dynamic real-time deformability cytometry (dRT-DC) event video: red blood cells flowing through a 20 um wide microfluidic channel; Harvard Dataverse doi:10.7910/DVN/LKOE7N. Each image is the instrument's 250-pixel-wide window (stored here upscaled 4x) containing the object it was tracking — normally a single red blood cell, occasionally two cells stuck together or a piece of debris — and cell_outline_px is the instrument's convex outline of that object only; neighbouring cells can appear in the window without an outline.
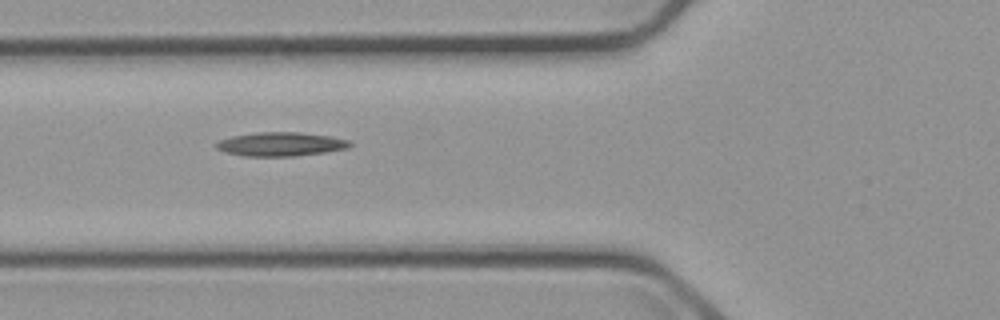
{"species": "common noctule bat (a hibernating species)", "species_latin": "Nyctalus noctula", "temperature_condition": "cold", "stored_images_in_passage": 8, "camera_frame_rate_fps": 3000, "um_per_image_px": 0.085, "animal": {"sex": "male", "body_mass_g": 23.1, "forearm_length_mm": 52.7}, "frame": {"image": 1, "passage_image": 6, "time_ms": 6.0, "image_size_px": [1000, 320], "cell_outline_px": [[352, 144], [348, 148], [324, 152], [292, 156], [244, 156], [224, 152], [216, 148], [216, 144], [220, 140], [232, 136], [256, 132], [300, 132], [332, 136], [348, 140]], "centroid_in_image_um": [23.86, 12.24], "position_along_channel_um": 101.9, "area_um2": 18.55}}
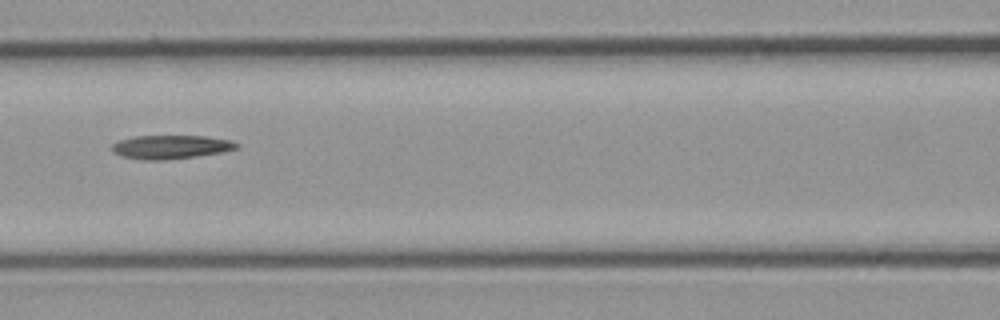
{"frame": {"image": 2, "passage_image": 7, "time_ms": 7.333, "image_size_px": [1000, 320], "cell_outline_px": [[240, 144], [236, 148], [224, 152], [196, 156], [164, 160], [144, 160], [120, 156], [112, 152], [112, 144], [120, 140], [136, 136], [204, 136], [232, 140]], "centroid_in_image_um": [14.52, 12.49], "position_along_channel_um": 152.1, "area_um2": 17.22}}
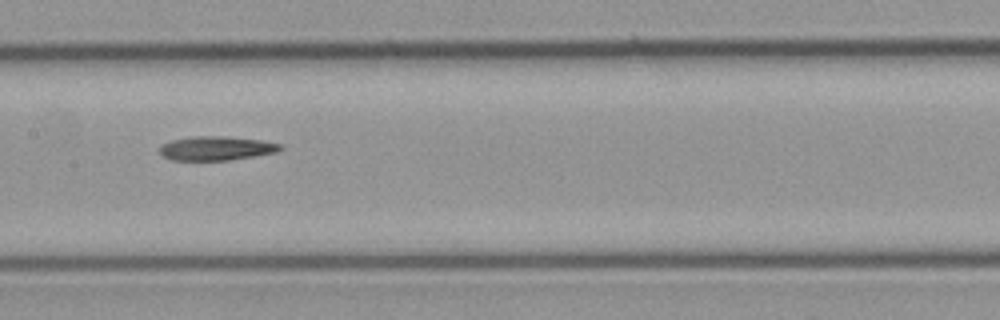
{"frame": {"image": 3, "passage_image": 8, "time_ms": 8.333, "image_size_px": [1000, 320], "cell_outline_px": [[284, 148], [276, 152], [256, 156], [228, 160], [172, 160], [164, 156], [160, 152], [160, 144], [172, 140], [192, 136], [228, 136], [264, 140], [284, 144]], "centroid_in_image_um": [18.45, 12.59], "position_along_channel_um": 189.0, "area_um2": 17.17}}